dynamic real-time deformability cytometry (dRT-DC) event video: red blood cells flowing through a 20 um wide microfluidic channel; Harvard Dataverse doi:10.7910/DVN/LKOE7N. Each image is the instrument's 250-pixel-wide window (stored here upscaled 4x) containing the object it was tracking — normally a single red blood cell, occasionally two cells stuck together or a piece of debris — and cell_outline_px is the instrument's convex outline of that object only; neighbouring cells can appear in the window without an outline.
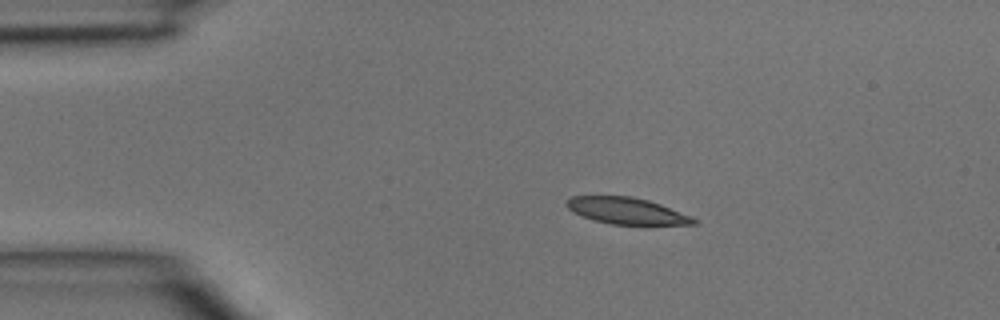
{"species": "common noctule bat (a hibernating species)", "species_latin": "Nyctalus noctula", "temperature_condition": "room temperature", "stored_images_in_passage": 2, "camera_frame_rate_fps": 3000, "um_per_image_px": 0.085, "animal": {"sex": "male", "body_mass_g": 15.6}, "frame": {"image": 1, "passage_image": 1, "time_ms": 0.0, "image_size_px": [1000, 320], "cell_outline_px": [[700, 224], [612, 224], [596, 220], [572, 212], [564, 204], [572, 196], [632, 196], [648, 200], [660, 204], [692, 216], [700, 220]], "centroid_in_image_um": [53.31, 17.91], "position_along_channel_um": 31.7, "area_um2": 19.48}}